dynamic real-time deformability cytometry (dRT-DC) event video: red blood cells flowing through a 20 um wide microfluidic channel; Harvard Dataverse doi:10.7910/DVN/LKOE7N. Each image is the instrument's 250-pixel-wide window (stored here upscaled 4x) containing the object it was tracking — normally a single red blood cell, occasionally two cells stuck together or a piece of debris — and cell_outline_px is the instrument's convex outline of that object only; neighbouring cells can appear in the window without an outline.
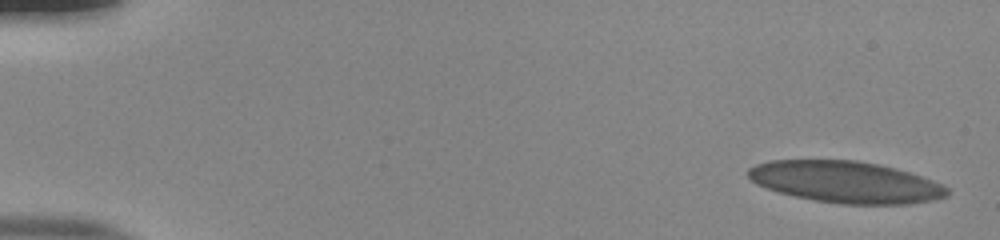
{"species": "human", "species_latin": "Homo sapiens", "temperature_condition": "room temperature", "stored_images_in_passage": 53, "camera_frame_rate_fps": 3000, "um_per_image_px": 0.085, "donor": {"sex": "male"}, "frame": {"image": 1, "passage_image": 1, "time_ms": 0.0, "image_size_px": [1000, 240], "cell_outline_px": [[948, 192], [944, 196], [928, 200], [904, 204], [844, 204], [816, 200], [796, 196], [780, 192], [756, 184], [748, 176], [748, 168], [756, 164], [772, 160], [856, 160], [876, 164], [908, 172], [920, 176], [940, 184], [948, 188]], "centroid_in_image_um": [71.82, 15.46], "position_along_channel_um": 13.2, "area_um2": 47.34}}
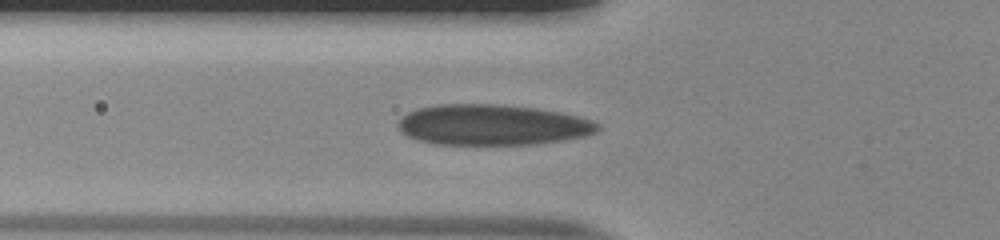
{"frame": {"image": 2, "passage_image": 19, "time_ms": 6.0, "image_size_px": [1000, 240], "cell_outline_px": [[600, 128], [596, 132], [584, 136], [564, 140], [532, 144], [436, 144], [416, 140], [408, 136], [396, 124], [408, 112], [420, 108], [436, 104], [500, 104], [536, 108], [576, 116], [592, 120], [600, 124]], "centroid_in_image_um": [41.86, 10.61], "position_along_channel_um": 83.9, "area_um2": 47.05}}
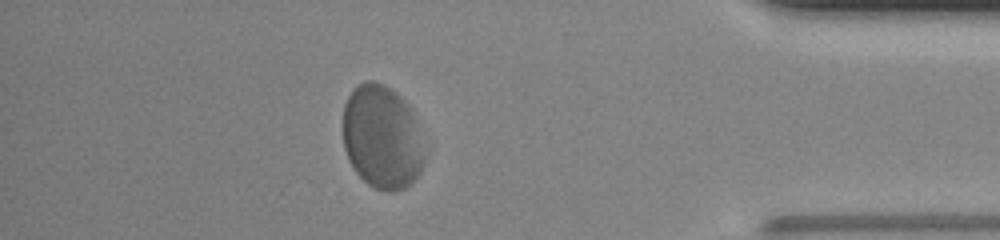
{"frame": {"image": 3, "passage_image": 47, "time_ms": 15.333, "image_size_px": [1000, 240], "cell_outline_px": [[424, 160], [420, 172], [404, 188], [392, 192], [388, 192], [376, 188], [368, 184], [352, 168], [348, 160], [344, 148], [340, 124], [344, 104], [352, 88], [364, 80], [372, 80], [384, 84], [408, 104], [412, 108], [416, 120], [424, 156]], "centroid_in_image_um": [32.4, 11.63], "position_along_channel_um": 402.8, "area_um2": 49.82}, "authors_computed_cell_mechanics": {"area_um2": 47.5694, "velocity_mm_per_s": 3.7604, "shape_relaxation_time_tau1_ms": 3.6236, "shape_relaxation_time_tau2_ms": null, "deformation_change_tau1": 0.1034, "deformation_change_tau2": null}}